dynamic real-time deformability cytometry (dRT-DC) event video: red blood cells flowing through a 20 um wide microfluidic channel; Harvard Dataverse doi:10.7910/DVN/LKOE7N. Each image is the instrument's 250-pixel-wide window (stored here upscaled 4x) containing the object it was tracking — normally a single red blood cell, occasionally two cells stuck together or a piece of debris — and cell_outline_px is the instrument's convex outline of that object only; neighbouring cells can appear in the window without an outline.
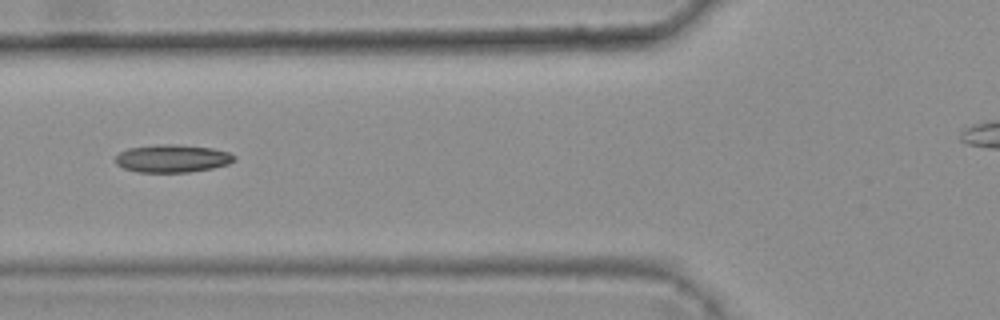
{"species": "common noctule bat (a hibernating species)", "species_latin": "Nyctalus noctula", "temperature_condition": "warm", "stored_images_in_passage": 5, "camera_frame_rate_fps": 3000, "um_per_image_px": 0.085, "animal": {"sex": "female", "body_mass_g": 25.1}, "frame": {"image": 1, "passage_image": 5, "time_ms": 1.333, "image_size_px": [1000, 320], "cell_outline_px": [[236, 160], [228, 164], [212, 168], [188, 172], [136, 172], [124, 168], [116, 164], [116, 156], [120, 152], [128, 148], [156, 144], [176, 144], [212, 148], [228, 152], [236, 156]], "centroid_in_image_um": [14.65, 13.46], "position_along_channel_um": 111.2, "area_um2": 19.31}}